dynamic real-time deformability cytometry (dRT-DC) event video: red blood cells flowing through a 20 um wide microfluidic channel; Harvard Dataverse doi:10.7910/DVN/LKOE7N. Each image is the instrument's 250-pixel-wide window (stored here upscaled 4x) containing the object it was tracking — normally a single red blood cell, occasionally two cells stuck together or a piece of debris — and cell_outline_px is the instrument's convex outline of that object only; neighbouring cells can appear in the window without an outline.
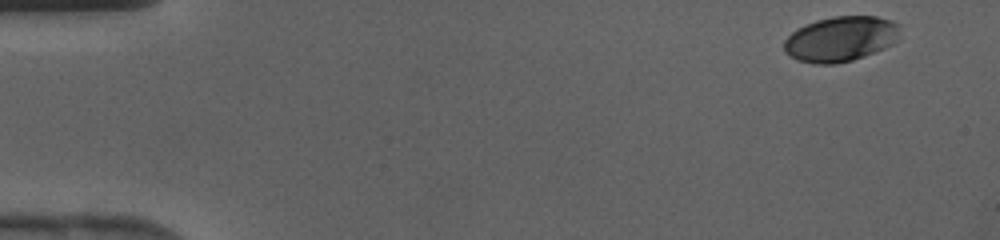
{"species": "human", "species_latin": "Homo sapiens", "temperature_condition": "cold", "stored_images_in_passage": 42, "camera_frame_rate_fps": 3000, "um_per_image_px": 0.085, "donor": {"sex": "female"}, "frame": {"image": 1, "passage_image": 2, "time_ms": 0.333, "image_size_px": [1000, 240], "cell_outline_px": [[900, 24], [896, 40], [892, 44], [876, 52], [852, 60], [836, 64], [812, 64], [796, 60], [788, 56], [784, 52], [784, 40], [796, 28], [816, 20], [832, 16], [876, 16], [892, 20]], "centroid_in_image_um": [71.42, 3.31], "position_along_channel_um": 13.6, "area_um2": 30.81}}
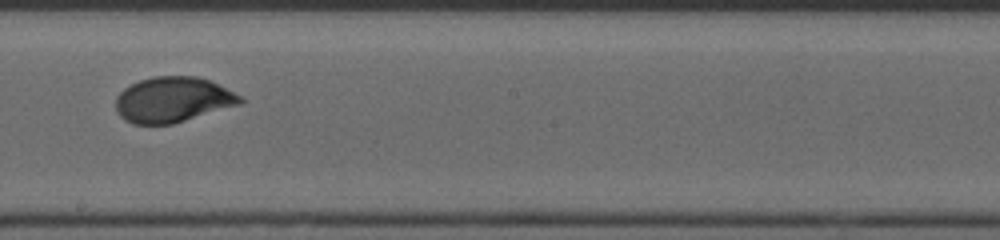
{"frame": {"image": 2, "passage_image": 24, "time_ms": 7.667, "image_size_px": [1000, 240], "cell_outline_px": [[244, 100], [240, 104], [172, 124], [132, 124], [124, 120], [116, 112], [116, 96], [124, 88], [140, 80], [156, 76], [196, 76], [208, 80], [240, 96]], "centroid_in_image_um": [14.64, 8.48], "position_along_channel_um": 233.6, "area_um2": 32.6}}
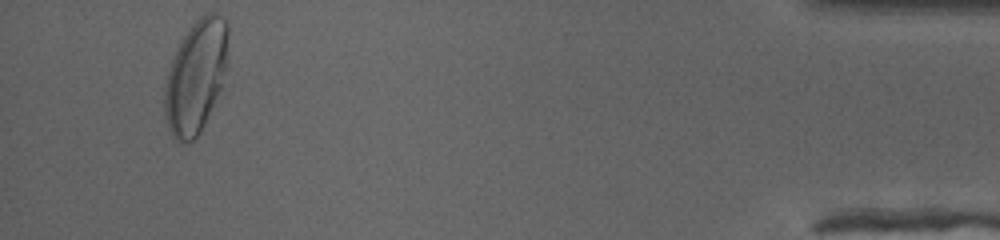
{"frame": {"image": 3, "passage_image": 40, "time_ms": 13.0, "image_size_px": [1000, 240], "cell_outline_px": [[228, 40], [224, 72], [220, 88], [200, 132], [188, 144], [180, 144], [172, 136], [168, 128], [164, 116], [164, 84], [172, 60], [180, 40], [192, 24], [200, 16], [208, 12], [212, 12], [220, 16], [228, 24]], "centroid_in_image_um": [16.61, 6.52], "position_along_channel_um": 418.6, "area_um2": 41.44}}